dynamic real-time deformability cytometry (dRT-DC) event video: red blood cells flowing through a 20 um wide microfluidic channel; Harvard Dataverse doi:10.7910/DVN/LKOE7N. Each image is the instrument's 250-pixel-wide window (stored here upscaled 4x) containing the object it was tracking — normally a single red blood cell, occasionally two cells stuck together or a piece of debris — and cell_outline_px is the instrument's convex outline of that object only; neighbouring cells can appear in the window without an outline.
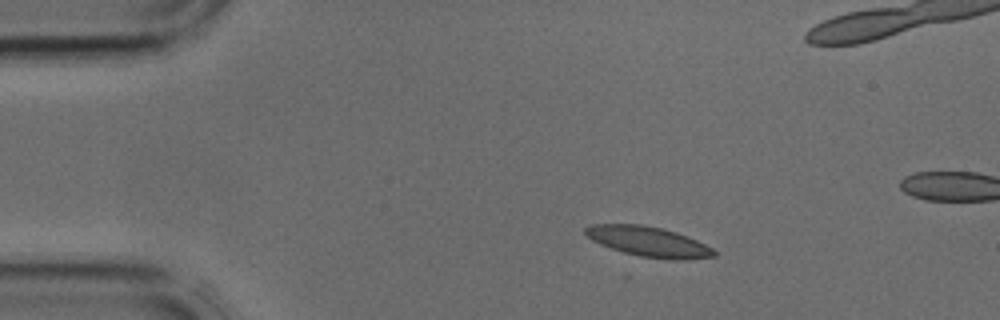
{"species": "common noctule bat (a hibernating species)", "species_latin": "Nyctalus noctula", "temperature_condition": "cold", "stored_images_in_passage": 39, "camera_frame_rate_fps": 3000, "um_per_image_px": 0.085, "animal": {"sex": "male", "body_mass_g": 17.9, "forearm_length_mm": 54.2}, "frame": {"image": 1, "passage_image": 4, "time_ms": 1.0, "image_size_px": [1000, 320], "cell_outline_px": [[716, 256], [688, 260], [676, 260], [640, 256], [624, 252], [600, 244], [592, 240], [584, 232], [584, 228], [592, 224], [640, 224], [660, 228], [676, 232], [688, 236], [712, 248], [716, 252]], "centroid_in_image_um": [55.14, 20.54], "position_along_channel_um": 29.9, "area_um2": 22.37}}
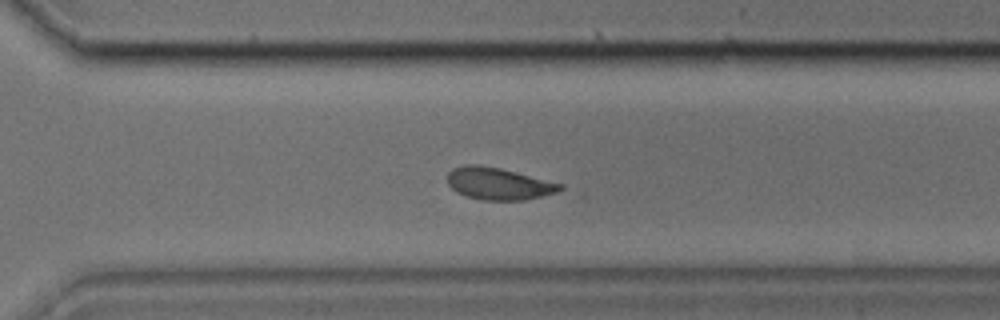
{"frame": {"image": 2, "passage_image": 26, "time_ms": 8.333, "image_size_px": [1000, 320], "cell_outline_px": [[564, 188], [556, 192], [524, 200], [480, 200], [464, 196], [456, 192], [448, 184], [448, 172], [452, 168], [464, 164], [476, 164], [500, 168], [564, 184]], "centroid_in_image_um": [42.34, 15.61], "position_along_channel_um": 328.3, "area_um2": 21.15}}
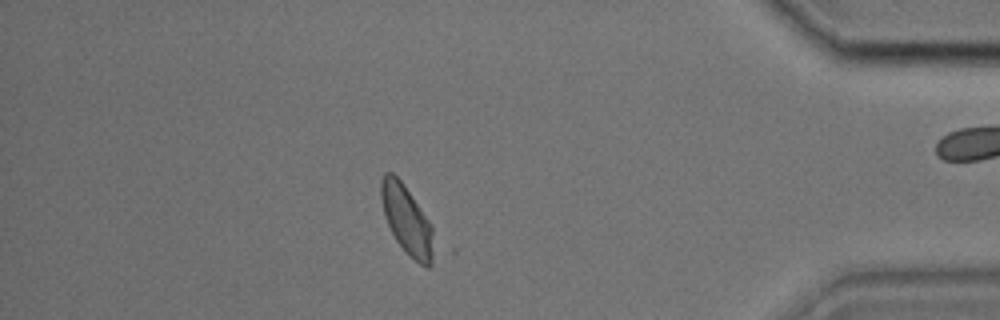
{"frame": {"image": 3, "passage_image": 33, "time_ms": 10.667, "image_size_px": [1000, 320], "cell_outline_px": [[432, 264], [428, 268], [420, 264], [404, 252], [396, 240], [384, 216], [380, 196], [380, 180], [384, 172], [392, 172], [404, 184], [432, 224]], "centroid_in_image_um": [34.55, 18.67], "position_along_channel_um": 400.7, "area_um2": 21.1}}